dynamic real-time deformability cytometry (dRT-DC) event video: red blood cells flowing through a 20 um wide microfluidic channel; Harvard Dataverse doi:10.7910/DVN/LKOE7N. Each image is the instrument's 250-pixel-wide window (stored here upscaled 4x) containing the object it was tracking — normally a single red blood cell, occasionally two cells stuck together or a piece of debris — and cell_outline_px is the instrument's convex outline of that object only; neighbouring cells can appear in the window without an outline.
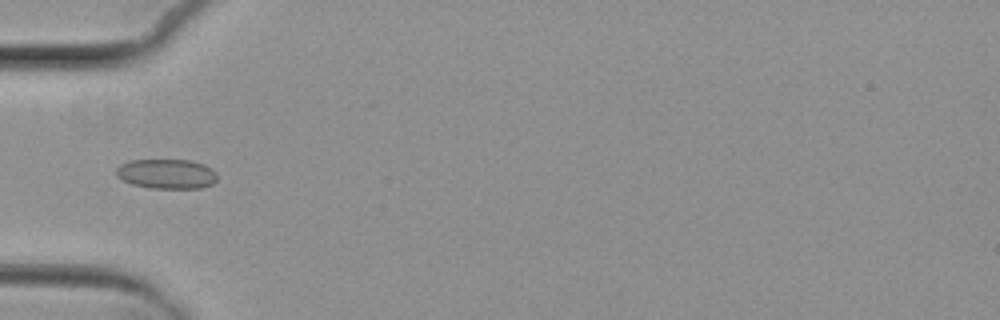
{"species": "common noctule bat (a hibernating species)", "species_latin": "Nyctalus noctula", "temperature_condition": "cold", "stored_images_in_passage": 8, "camera_frame_rate_fps": 3000, "um_per_image_px": 0.085, "animal": {"sex": "female", "body_mass_g": 29.2, "forearm_length_mm": 56.3}, "frame": {"image": 1, "passage_image": 5, "time_ms": 5.0, "image_size_px": [1000, 320], "cell_outline_px": [[216, 180], [212, 184], [200, 188], [148, 188], [132, 184], [116, 176], [116, 168], [120, 164], [128, 160], [188, 160], [204, 164], [212, 168], [216, 172]], "centroid_in_image_um": [14.15, 14.77], "position_along_channel_um": 70.9, "area_um2": 17.57}}
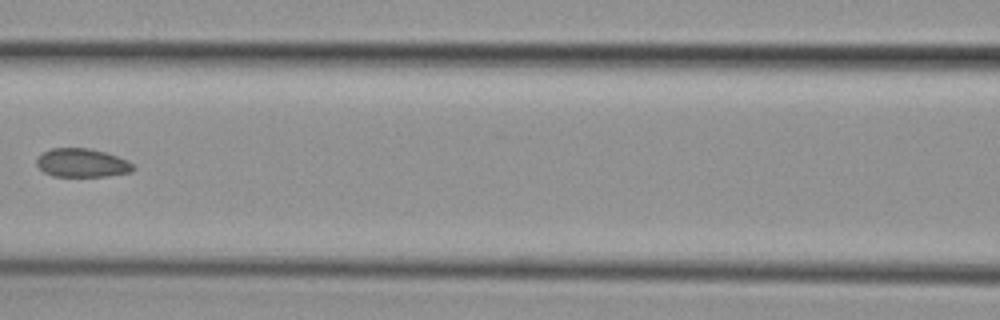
{"frame": {"image": 2, "passage_image": 7, "time_ms": 7.333, "image_size_px": [1000, 320], "cell_outline_px": [[136, 168], [132, 172], [108, 176], [52, 176], [44, 172], [36, 164], [36, 160], [44, 152], [52, 148], [88, 148], [104, 152], [128, 160]], "centroid_in_image_um": [6.99, 13.85], "position_along_channel_um": 159.6, "area_um2": 16.01}}
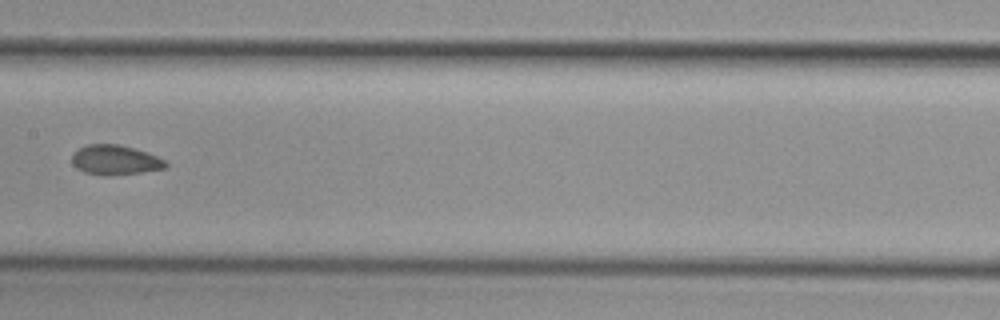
{"frame": {"image": 3, "passage_image": 8, "time_ms": 8.333, "image_size_px": [1000, 320], "cell_outline_px": [[168, 168], [140, 172], [108, 176], [104, 176], [84, 172], [76, 168], [72, 164], [72, 152], [88, 144], [120, 144], [136, 148], [148, 152], [164, 160], [168, 164]], "centroid_in_image_um": [9.78, 13.6], "position_along_channel_um": 197.6, "area_um2": 16.47}}